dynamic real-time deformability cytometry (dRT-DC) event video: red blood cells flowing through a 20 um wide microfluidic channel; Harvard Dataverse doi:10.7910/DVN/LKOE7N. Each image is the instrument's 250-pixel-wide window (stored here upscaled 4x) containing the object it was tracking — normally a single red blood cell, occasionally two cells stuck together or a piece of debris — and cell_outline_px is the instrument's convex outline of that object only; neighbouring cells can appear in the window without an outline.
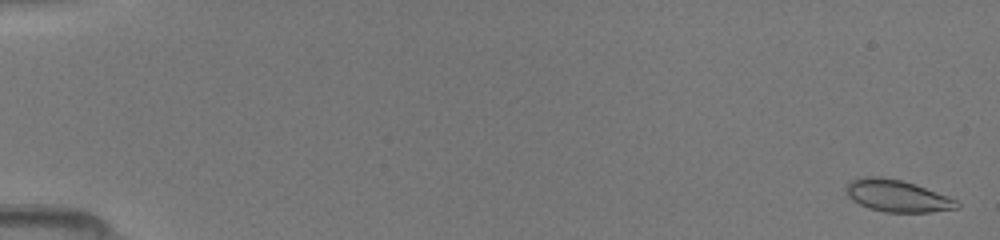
{"species": "common noctule bat (a hibernating species)", "species_latin": "Nyctalus noctula", "temperature_condition": "room temperature", "stored_images_in_passage": 52, "camera_frame_rate_fps": 3000, "um_per_image_px": 0.085, "animal": {"sex": "female", "body_mass_g": 19.5, "forearm_length_mm": 54.1}, "frame": {"image": 1, "passage_image": 2, "time_ms": 0.333, "image_size_px": [1000, 240], "cell_outline_px": [[960, 208], [932, 212], [884, 212], [868, 208], [852, 200], [848, 196], [844, 188], [852, 180], [864, 176], [876, 176], [900, 180], [916, 184], [948, 196], [956, 200], [960, 204]], "centroid_in_image_um": [76.27, 16.65], "position_along_channel_um": 8.7, "area_um2": 20.69}}
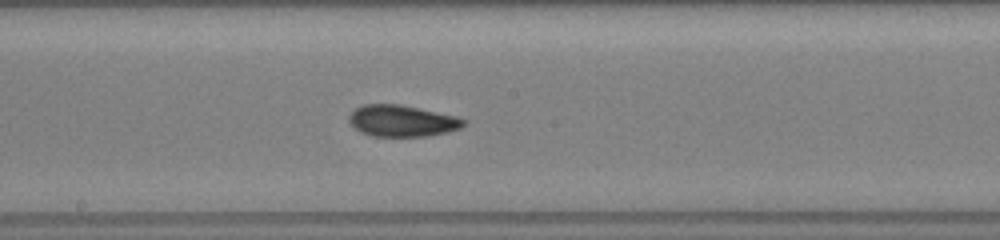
{"frame": {"image": 2, "passage_image": 29, "time_ms": 9.333, "image_size_px": [1000, 240], "cell_outline_px": [[468, 120], [460, 128], [448, 132], [428, 136], [372, 136], [360, 132], [348, 120], [348, 116], [356, 108], [364, 104], [400, 104], [456, 116]], "centroid_in_image_um": [34.18, 10.27], "position_along_channel_um": 214.0, "area_um2": 20.98}}
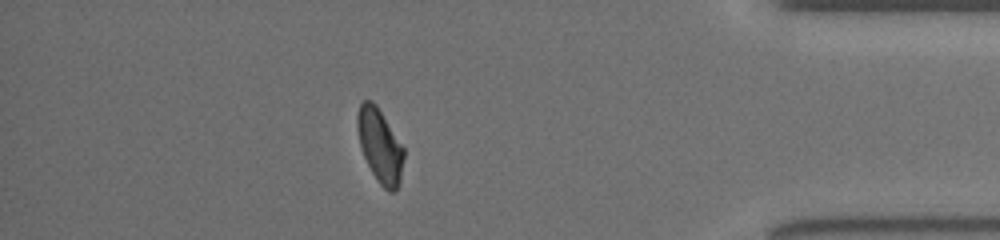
{"frame": {"image": 3, "passage_image": 45, "time_ms": 14.667, "image_size_px": [1000, 240], "cell_outline_px": [[404, 156], [400, 184], [396, 192], [388, 192], [376, 180], [364, 156], [360, 144], [356, 128], [356, 116], [360, 104], [364, 100], [372, 100], [376, 104], [404, 148]], "centroid_in_image_um": [32.29, 12.4], "position_along_channel_um": 402.9, "area_um2": 20.06}}